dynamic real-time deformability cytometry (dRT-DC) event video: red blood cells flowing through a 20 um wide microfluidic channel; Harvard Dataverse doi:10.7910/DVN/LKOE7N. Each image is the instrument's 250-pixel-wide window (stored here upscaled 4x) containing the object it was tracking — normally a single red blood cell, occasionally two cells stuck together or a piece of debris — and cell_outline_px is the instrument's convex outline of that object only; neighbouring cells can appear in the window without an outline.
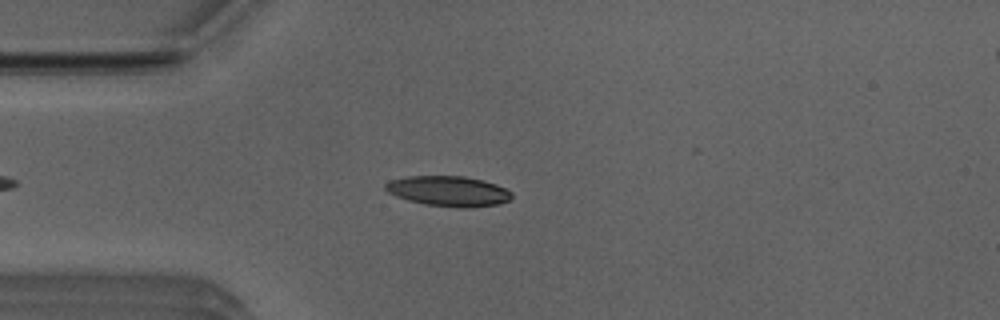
{"species": "Egyptian fruit bat (a non-hibernating species)", "species_latin": "Rousettus aegyptiacus", "temperature_condition": "room temperature", "stored_images_in_passage": 25, "camera_frame_rate_fps": 3000, "um_per_image_px": 0.085, "animal": {"sex": "male"}, "frame": {"image": 1, "passage_image": 7, "time_ms": 2.0, "image_size_px": [1000, 320], "cell_outline_px": [[512, 196], [508, 200], [500, 204], [472, 208], [460, 208], [424, 204], [408, 200], [396, 196], [388, 192], [384, 188], [384, 184], [392, 180], [408, 176], [464, 176], [496, 184], [512, 192]], "centroid_in_image_um": [38.12, 16.26], "position_along_channel_um": 46.9, "area_um2": 22.25}}
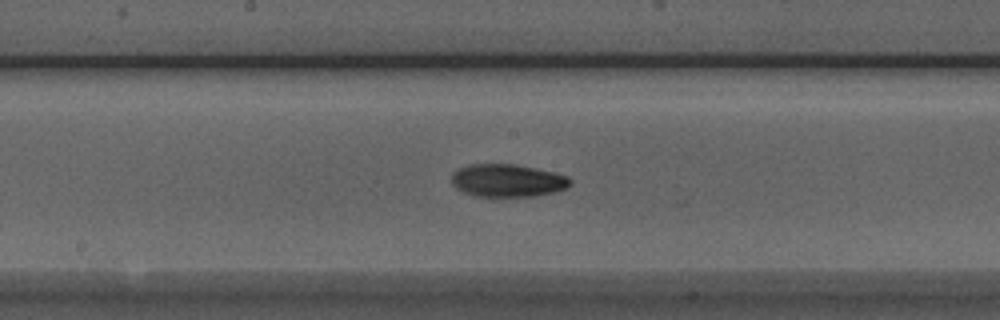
{"frame": {"image": 2, "passage_image": 20, "time_ms": 6.333, "image_size_px": [1000, 320], "cell_outline_px": [[572, 184], [568, 188], [536, 196], [476, 196], [464, 192], [456, 188], [452, 184], [452, 172], [460, 168], [472, 164], [516, 164], [536, 168], [568, 176], [572, 180]], "centroid_in_image_um": [43.16, 15.34], "position_along_channel_um": 205.0, "area_um2": 22.66}}
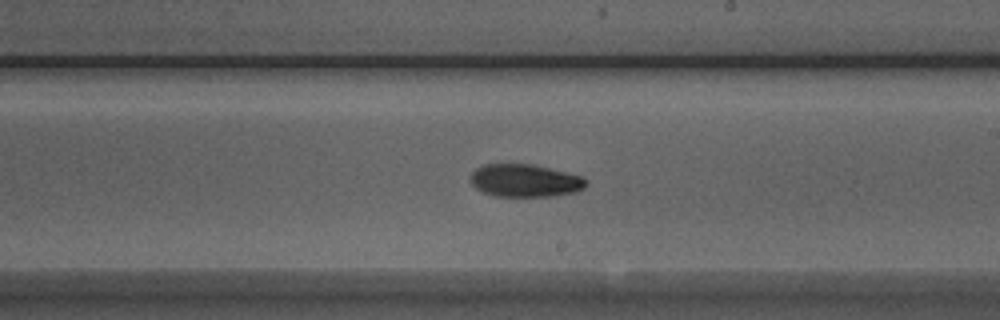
{"frame": {"image": 3, "passage_image": 23, "time_ms": 7.333, "image_size_px": [1000, 320], "cell_outline_px": [[588, 184], [584, 188], [576, 192], [552, 196], [496, 196], [484, 192], [476, 188], [468, 180], [472, 172], [476, 168], [484, 164], [532, 164], [580, 176]], "centroid_in_image_um": [44.58, 15.35], "position_along_channel_um": 244.4, "area_um2": 21.91}}